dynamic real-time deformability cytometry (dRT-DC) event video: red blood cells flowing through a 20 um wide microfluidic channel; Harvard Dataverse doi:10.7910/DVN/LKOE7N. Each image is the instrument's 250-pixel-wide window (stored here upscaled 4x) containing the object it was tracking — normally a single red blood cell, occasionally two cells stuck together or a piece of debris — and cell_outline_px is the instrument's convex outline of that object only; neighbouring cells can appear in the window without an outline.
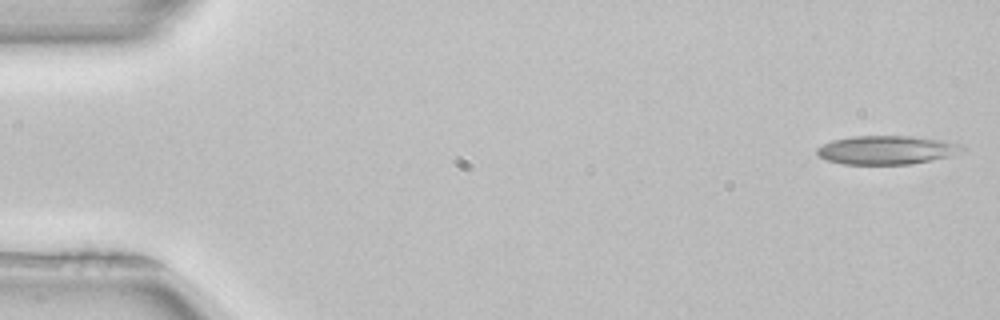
{"species": "common noctule bat (a hibernating species)", "species_latin": "Nyctalus noctula", "temperature_condition": "room temperature", "stored_images_in_passage": 13, "camera_frame_rate_fps": 3000, "um_per_image_px": 0.085, "animal": {"sex": "female", "body_mass_g": 22.7, "forearm_length_mm": 54.2}, "frame": {"image": 1, "passage_image": 1, "time_ms": 0.0, "image_size_px": [1000, 320], "cell_outline_px": [[968, 148], [948, 156], [908, 164], [844, 164], [828, 160], [820, 156], [816, 152], [816, 148], [832, 140], [852, 136], [908, 136], [944, 140], [960, 144]], "centroid_in_image_um": [75.35, 12.74], "position_along_channel_um": 9.6, "area_um2": 23.99}}